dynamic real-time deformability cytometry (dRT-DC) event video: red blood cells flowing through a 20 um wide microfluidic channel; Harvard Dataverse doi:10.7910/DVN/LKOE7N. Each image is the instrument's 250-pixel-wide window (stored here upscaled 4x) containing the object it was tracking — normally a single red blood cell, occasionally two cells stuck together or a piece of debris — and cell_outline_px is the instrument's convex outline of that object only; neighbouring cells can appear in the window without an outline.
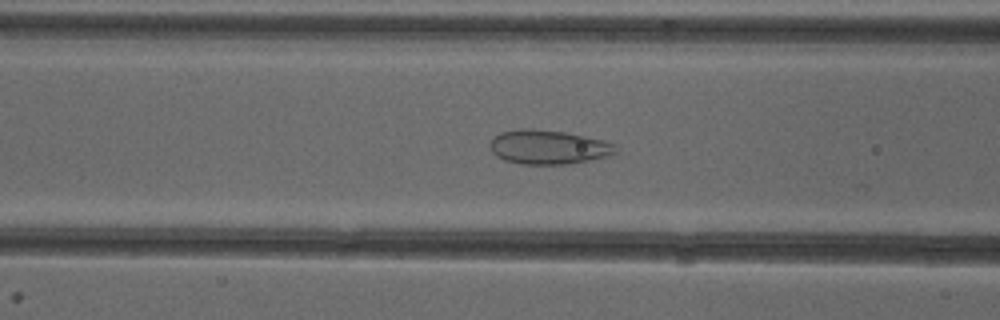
{"species": "common noctule bat (a hibernating species)", "species_latin": "Nyctalus noctula", "temperature_condition": "cold", "stored_images_in_passage": 52, "camera_frame_rate_fps": 3000, "um_per_image_px": 0.085, "animal": {"sex": "female"}, "frame": {"image": 1, "passage_image": 21, "time_ms": 6.667, "image_size_px": [1000, 320], "cell_outline_px": [[616, 152], [608, 156], [568, 164], [520, 164], [504, 160], [496, 156], [492, 152], [488, 144], [500, 132], [516, 128], [528, 128], [564, 132], [604, 140], [616, 144]], "centroid_in_image_um": [46.58, 12.5], "position_along_channel_um": 120.0, "area_um2": 25.09}}
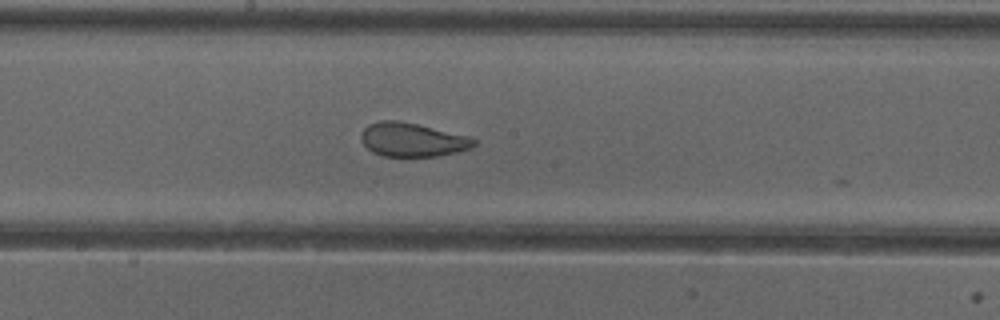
{"frame": {"image": 2, "passage_image": 28, "time_ms": 9.0, "image_size_px": [1000, 320], "cell_outline_px": [[476, 144], [472, 148], [456, 152], [436, 156], [384, 156], [372, 152], [360, 140], [360, 136], [364, 128], [368, 124], [380, 120], [396, 120], [416, 124], [468, 136], [476, 140]], "centroid_in_image_um": [35.02, 11.88], "position_along_channel_um": 213.2, "area_um2": 22.08}}
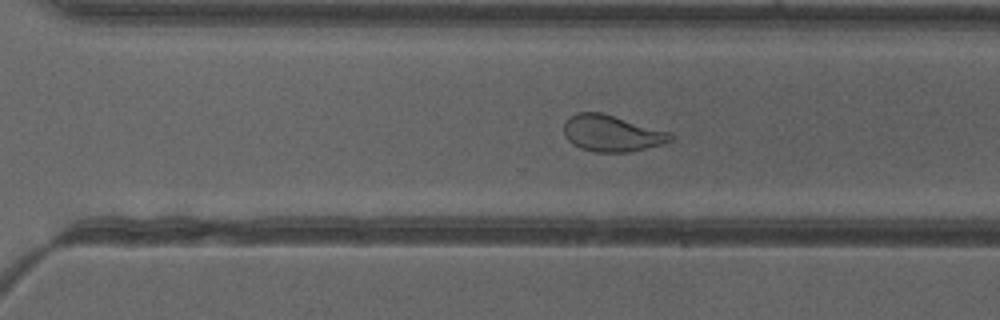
{"frame": {"image": 3, "passage_image": 36, "time_ms": 11.667, "image_size_px": [1000, 320], "cell_outline_px": [[676, 136], [672, 140], [660, 144], [628, 152], [596, 152], [580, 148], [572, 144], [564, 136], [564, 120], [568, 116], [576, 112], [600, 112], [672, 132]], "centroid_in_image_um": [51.97, 11.32], "position_along_channel_um": 318.6, "area_um2": 22.77}, "authors_computed_cell_mechanics": {"area_um2": 26.9926, "velocity_mm_per_s": 3.9738, "shape_relaxation_time_tau1_ms": null, "shape_relaxation_time_tau2_ms": 1.0389, "deformation_change_tau1": null, "deformation_change_tau2": 0.0778}}